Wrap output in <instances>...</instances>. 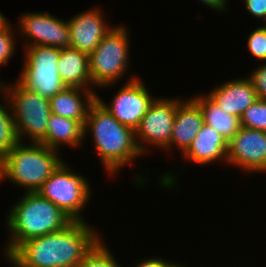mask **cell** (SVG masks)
<instances>
[{
    "label": "cell",
    "mask_w": 266,
    "mask_h": 267,
    "mask_svg": "<svg viewBox=\"0 0 266 267\" xmlns=\"http://www.w3.org/2000/svg\"><path fill=\"white\" fill-rule=\"evenodd\" d=\"M242 127L266 132V100L257 99L240 117Z\"/></svg>",
    "instance_id": "7402d4cb"
},
{
    "label": "cell",
    "mask_w": 266,
    "mask_h": 267,
    "mask_svg": "<svg viewBox=\"0 0 266 267\" xmlns=\"http://www.w3.org/2000/svg\"><path fill=\"white\" fill-rule=\"evenodd\" d=\"M57 68L66 87L88 89L93 86L89 71V55L71 47L60 48Z\"/></svg>",
    "instance_id": "ac0fdd59"
},
{
    "label": "cell",
    "mask_w": 266,
    "mask_h": 267,
    "mask_svg": "<svg viewBox=\"0 0 266 267\" xmlns=\"http://www.w3.org/2000/svg\"><path fill=\"white\" fill-rule=\"evenodd\" d=\"M265 19H266V17H265ZM261 28L266 32V23H265V26H262Z\"/></svg>",
    "instance_id": "d6a6232c"
},
{
    "label": "cell",
    "mask_w": 266,
    "mask_h": 267,
    "mask_svg": "<svg viewBox=\"0 0 266 267\" xmlns=\"http://www.w3.org/2000/svg\"><path fill=\"white\" fill-rule=\"evenodd\" d=\"M7 259H9V261H11L13 264V267H23L22 265H20L19 263H17L10 255L7 254Z\"/></svg>",
    "instance_id": "f546056e"
},
{
    "label": "cell",
    "mask_w": 266,
    "mask_h": 267,
    "mask_svg": "<svg viewBox=\"0 0 266 267\" xmlns=\"http://www.w3.org/2000/svg\"><path fill=\"white\" fill-rule=\"evenodd\" d=\"M133 77L117 91L108 106L96 94V99L105 107L121 124L132 128L134 131L140 125L141 119L156 99L150 96L147 87Z\"/></svg>",
    "instance_id": "30bf717a"
},
{
    "label": "cell",
    "mask_w": 266,
    "mask_h": 267,
    "mask_svg": "<svg viewBox=\"0 0 266 267\" xmlns=\"http://www.w3.org/2000/svg\"><path fill=\"white\" fill-rule=\"evenodd\" d=\"M181 102L178 98H156L152 102L135 130L136 144L142 156L146 152L145 143L164 149L169 146L176 108Z\"/></svg>",
    "instance_id": "9c48e42d"
},
{
    "label": "cell",
    "mask_w": 266,
    "mask_h": 267,
    "mask_svg": "<svg viewBox=\"0 0 266 267\" xmlns=\"http://www.w3.org/2000/svg\"><path fill=\"white\" fill-rule=\"evenodd\" d=\"M227 151L228 142L210 125L204 123L183 156L193 164L206 165L219 159L227 162Z\"/></svg>",
    "instance_id": "2e32d148"
},
{
    "label": "cell",
    "mask_w": 266,
    "mask_h": 267,
    "mask_svg": "<svg viewBox=\"0 0 266 267\" xmlns=\"http://www.w3.org/2000/svg\"><path fill=\"white\" fill-rule=\"evenodd\" d=\"M166 262L160 258H146V260H141L136 267H165Z\"/></svg>",
    "instance_id": "83f0119b"
},
{
    "label": "cell",
    "mask_w": 266,
    "mask_h": 267,
    "mask_svg": "<svg viewBox=\"0 0 266 267\" xmlns=\"http://www.w3.org/2000/svg\"><path fill=\"white\" fill-rule=\"evenodd\" d=\"M89 186L86 178L71 172L63 162L37 192L62 209L74 221H84L80 212L88 204Z\"/></svg>",
    "instance_id": "ba28073f"
},
{
    "label": "cell",
    "mask_w": 266,
    "mask_h": 267,
    "mask_svg": "<svg viewBox=\"0 0 266 267\" xmlns=\"http://www.w3.org/2000/svg\"><path fill=\"white\" fill-rule=\"evenodd\" d=\"M248 12L256 18L264 19L266 17V0H245Z\"/></svg>",
    "instance_id": "4316f807"
},
{
    "label": "cell",
    "mask_w": 266,
    "mask_h": 267,
    "mask_svg": "<svg viewBox=\"0 0 266 267\" xmlns=\"http://www.w3.org/2000/svg\"><path fill=\"white\" fill-rule=\"evenodd\" d=\"M78 267H120L109 248L100 240L79 263Z\"/></svg>",
    "instance_id": "603a6c76"
},
{
    "label": "cell",
    "mask_w": 266,
    "mask_h": 267,
    "mask_svg": "<svg viewBox=\"0 0 266 267\" xmlns=\"http://www.w3.org/2000/svg\"><path fill=\"white\" fill-rule=\"evenodd\" d=\"M85 222L73 221L61 231L22 242L10 256L23 267H78L101 240Z\"/></svg>",
    "instance_id": "6da1fadb"
},
{
    "label": "cell",
    "mask_w": 266,
    "mask_h": 267,
    "mask_svg": "<svg viewBox=\"0 0 266 267\" xmlns=\"http://www.w3.org/2000/svg\"><path fill=\"white\" fill-rule=\"evenodd\" d=\"M206 6L210 7L212 10L223 11L226 8L227 0H200Z\"/></svg>",
    "instance_id": "f1b7e54d"
},
{
    "label": "cell",
    "mask_w": 266,
    "mask_h": 267,
    "mask_svg": "<svg viewBox=\"0 0 266 267\" xmlns=\"http://www.w3.org/2000/svg\"><path fill=\"white\" fill-rule=\"evenodd\" d=\"M1 159H0V181H1Z\"/></svg>",
    "instance_id": "836d02e7"
},
{
    "label": "cell",
    "mask_w": 266,
    "mask_h": 267,
    "mask_svg": "<svg viewBox=\"0 0 266 267\" xmlns=\"http://www.w3.org/2000/svg\"><path fill=\"white\" fill-rule=\"evenodd\" d=\"M6 18L2 13H0V24L5 20Z\"/></svg>",
    "instance_id": "1f68e13d"
},
{
    "label": "cell",
    "mask_w": 266,
    "mask_h": 267,
    "mask_svg": "<svg viewBox=\"0 0 266 267\" xmlns=\"http://www.w3.org/2000/svg\"><path fill=\"white\" fill-rule=\"evenodd\" d=\"M203 125L204 117L200 107L192 99L182 101L176 108L172 137L166 149L174 145L184 154Z\"/></svg>",
    "instance_id": "9a60e30c"
},
{
    "label": "cell",
    "mask_w": 266,
    "mask_h": 267,
    "mask_svg": "<svg viewBox=\"0 0 266 267\" xmlns=\"http://www.w3.org/2000/svg\"><path fill=\"white\" fill-rule=\"evenodd\" d=\"M207 95L226 113L238 118L258 99L249 77L225 82Z\"/></svg>",
    "instance_id": "5bb4252c"
},
{
    "label": "cell",
    "mask_w": 266,
    "mask_h": 267,
    "mask_svg": "<svg viewBox=\"0 0 266 267\" xmlns=\"http://www.w3.org/2000/svg\"><path fill=\"white\" fill-rule=\"evenodd\" d=\"M95 100L96 93L90 88L66 87L49 99L50 110L52 114L68 119L86 121L89 108Z\"/></svg>",
    "instance_id": "e0dca14e"
},
{
    "label": "cell",
    "mask_w": 266,
    "mask_h": 267,
    "mask_svg": "<svg viewBox=\"0 0 266 267\" xmlns=\"http://www.w3.org/2000/svg\"><path fill=\"white\" fill-rule=\"evenodd\" d=\"M84 124L85 121L68 119L51 113L46 136L40 144L56 150H59L60 144L63 145V143L71 147L80 146L85 138Z\"/></svg>",
    "instance_id": "d6986e66"
},
{
    "label": "cell",
    "mask_w": 266,
    "mask_h": 267,
    "mask_svg": "<svg viewBox=\"0 0 266 267\" xmlns=\"http://www.w3.org/2000/svg\"><path fill=\"white\" fill-rule=\"evenodd\" d=\"M9 108V109H8ZM8 109V110H7ZM14 120L10 106L0 104V159H2L17 143Z\"/></svg>",
    "instance_id": "44dd1931"
},
{
    "label": "cell",
    "mask_w": 266,
    "mask_h": 267,
    "mask_svg": "<svg viewBox=\"0 0 266 267\" xmlns=\"http://www.w3.org/2000/svg\"><path fill=\"white\" fill-rule=\"evenodd\" d=\"M7 18L0 24V66L5 65L15 52V41Z\"/></svg>",
    "instance_id": "cb8c5ba5"
},
{
    "label": "cell",
    "mask_w": 266,
    "mask_h": 267,
    "mask_svg": "<svg viewBox=\"0 0 266 267\" xmlns=\"http://www.w3.org/2000/svg\"><path fill=\"white\" fill-rule=\"evenodd\" d=\"M201 109L204 123L210 125L229 142L239 131L240 118L226 113L208 95L191 98Z\"/></svg>",
    "instance_id": "ffe728a7"
},
{
    "label": "cell",
    "mask_w": 266,
    "mask_h": 267,
    "mask_svg": "<svg viewBox=\"0 0 266 267\" xmlns=\"http://www.w3.org/2000/svg\"><path fill=\"white\" fill-rule=\"evenodd\" d=\"M247 40V48L253 57L266 61V32L258 27L250 33Z\"/></svg>",
    "instance_id": "d4e9b609"
},
{
    "label": "cell",
    "mask_w": 266,
    "mask_h": 267,
    "mask_svg": "<svg viewBox=\"0 0 266 267\" xmlns=\"http://www.w3.org/2000/svg\"><path fill=\"white\" fill-rule=\"evenodd\" d=\"M20 32L32 41L25 46L70 47V28L66 21L52 16L47 11L26 13L19 18ZM32 42V43H31Z\"/></svg>",
    "instance_id": "8fae6325"
},
{
    "label": "cell",
    "mask_w": 266,
    "mask_h": 267,
    "mask_svg": "<svg viewBox=\"0 0 266 267\" xmlns=\"http://www.w3.org/2000/svg\"><path fill=\"white\" fill-rule=\"evenodd\" d=\"M89 128L95 150L109 174L117 173L124 165L142 155L136 144L135 131L121 124L97 99L89 108L84 136Z\"/></svg>",
    "instance_id": "7a4b0ae2"
},
{
    "label": "cell",
    "mask_w": 266,
    "mask_h": 267,
    "mask_svg": "<svg viewBox=\"0 0 266 267\" xmlns=\"http://www.w3.org/2000/svg\"><path fill=\"white\" fill-rule=\"evenodd\" d=\"M10 255L22 242L65 229L74 220L38 192H26L7 214Z\"/></svg>",
    "instance_id": "3957f363"
},
{
    "label": "cell",
    "mask_w": 266,
    "mask_h": 267,
    "mask_svg": "<svg viewBox=\"0 0 266 267\" xmlns=\"http://www.w3.org/2000/svg\"><path fill=\"white\" fill-rule=\"evenodd\" d=\"M129 38L126 27H111L101 42L89 55V71L92 85L110 86L122 78L129 62Z\"/></svg>",
    "instance_id": "8992f818"
},
{
    "label": "cell",
    "mask_w": 266,
    "mask_h": 267,
    "mask_svg": "<svg viewBox=\"0 0 266 267\" xmlns=\"http://www.w3.org/2000/svg\"><path fill=\"white\" fill-rule=\"evenodd\" d=\"M102 10L92 8L75 15L67 21L70 28V47L90 55L102 38L111 30L106 24Z\"/></svg>",
    "instance_id": "4fadbf2b"
},
{
    "label": "cell",
    "mask_w": 266,
    "mask_h": 267,
    "mask_svg": "<svg viewBox=\"0 0 266 267\" xmlns=\"http://www.w3.org/2000/svg\"><path fill=\"white\" fill-rule=\"evenodd\" d=\"M165 267H184V266H182V265L180 266V265L173 263V262L170 263V261H169V262H166Z\"/></svg>",
    "instance_id": "4dcf8cb0"
},
{
    "label": "cell",
    "mask_w": 266,
    "mask_h": 267,
    "mask_svg": "<svg viewBox=\"0 0 266 267\" xmlns=\"http://www.w3.org/2000/svg\"><path fill=\"white\" fill-rule=\"evenodd\" d=\"M30 143L18 142L1 159V179L8 178L26 192H37L63 161L58 150Z\"/></svg>",
    "instance_id": "277c9868"
},
{
    "label": "cell",
    "mask_w": 266,
    "mask_h": 267,
    "mask_svg": "<svg viewBox=\"0 0 266 267\" xmlns=\"http://www.w3.org/2000/svg\"><path fill=\"white\" fill-rule=\"evenodd\" d=\"M227 163L245 171L266 172V132L241 126L228 142Z\"/></svg>",
    "instance_id": "7c38bea8"
},
{
    "label": "cell",
    "mask_w": 266,
    "mask_h": 267,
    "mask_svg": "<svg viewBox=\"0 0 266 267\" xmlns=\"http://www.w3.org/2000/svg\"><path fill=\"white\" fill-rule=\"evenodd\" d=\"M59 56L58 47H25V63L20 78L16 81L34 93L50 99L66 88L57 68Z\"/></svg>",
    "instance_id": "52a82bcc"
},
{
    "label": "cell",
    "mask_w": 266,
    "mask_h": 267,
    "mask_svg": "<svg viewBox=\"0 0 266 267\" xmlns=\"http://www.w3.org/2000/svg\"><path fill=\"white\" fill-rule=\"evenodd\" d=\"M258 99L266 100V64H263L249 76Z\"/></svg>",
    "instance_id": "484cf974"
},
{
    "label": "cell",
    "mask_w": 266,
    "mask_h": 267,
    "mask_svg": "<svg viewBox=\"0 0 266 267\" xmlns=\"http://www.w3.org/2000/svg\"><path fill=\"white\" fill-rule=\"evenodd\" d=\"M2 84L0 81V93H6L8 105L11 104L18 141L24 142L27 135L32 143H40L46 136L51 114L49 99L25 88L18 81L11 88Z\"/></svg>",
    "instance_id": "5b68a950"
}]
</instances>
